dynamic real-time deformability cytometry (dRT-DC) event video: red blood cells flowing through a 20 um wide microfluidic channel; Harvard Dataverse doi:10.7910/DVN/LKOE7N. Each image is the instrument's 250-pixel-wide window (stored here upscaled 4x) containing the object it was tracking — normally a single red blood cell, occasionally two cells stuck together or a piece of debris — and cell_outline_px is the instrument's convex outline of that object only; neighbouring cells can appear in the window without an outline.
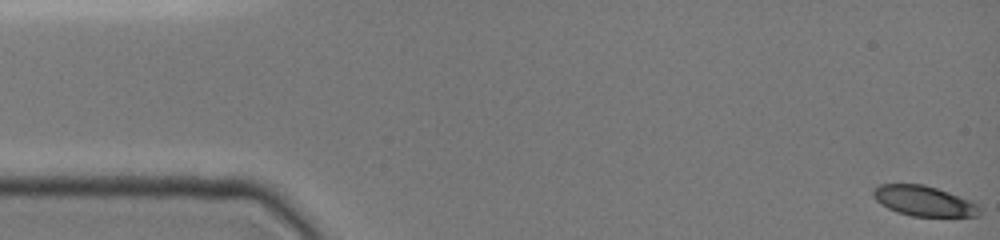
{"species": "common noctule bat (a hibernating species)", "species_latin": "Nyctalus noctula", "temperature_condition": "cold", "stored_images_in_passage": 11, "camera_frame_rate_fps": 3000, "um_per_image_px": 0.085, "animal": {"sex": "female", "body_mass_g": 19.0, "forearm_length_mm": 51.5}, "frame": {"image": 1, "passage_image": 1, "time_ms": 0.0, "image_size_px": [1000, 240], "cell_outline_px": [[980, 216], [912, 216], [896, 212], [880, 204], [872, 196], [872, 192], [880, 184], [924, 184], [972, 200], [980, 204]], "centroid_in_image_um": [78.55, 17.08], "position_along_channel_um": 6.4, "area_um2": 18.84}}
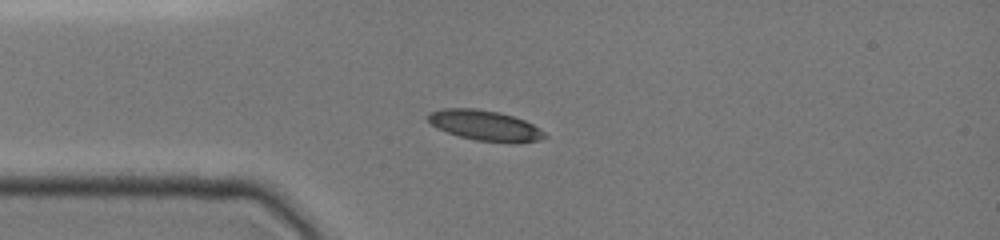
{"frame": {"image": 2, "passage_image": 10, "time_ms": 4.0, "image_size_px": [1000, 240], "cell_outline_px": [[548, 136], [540, 140], [476, 140], [460, 136], [436, 128], [428, 120], [428, 112], [444, 108], [476, 108], [496, 112], [512, 116], [524, 120], [540, 128]], "centroid_in_image_um": [41.15, 10.61], "position_along_channel_um": 43.9, "area_um2": 19.77}}